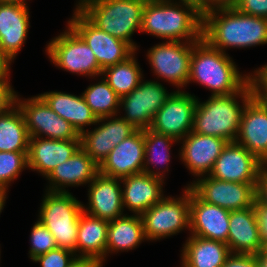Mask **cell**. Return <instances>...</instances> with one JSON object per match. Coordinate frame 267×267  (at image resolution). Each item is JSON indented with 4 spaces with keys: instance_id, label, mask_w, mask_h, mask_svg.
<instances>
[{
    "instance_id": "49",
    "label": "cell",
    "mask_w": 267,
    "mask_h": 267,
    "mask_svg": "<svg viewBox=\"0 0 267 267\" xmlns=\"http://www.w3.org/2000/svg\"><path fill=\"white\" fill-rule=\"evenodd\" d=\"M7 195H8L7 192L0 191V214H1L2 210L4 209Z\"/></svg>"
},
{
    "instance_id": "20",
    "label": "cell",
    "mask_w": 267,
    "mask_h": 267,
    "mask_svg": "<svg viewBox=\"0 0 267 267\" xmlns=\"http://www.w3.org/2000/svg\"><path fill=\"white\" fill-rule=\"evenodd\" d=\"M88 185L89 203L82 204L86 214L107 221L124 216L120 178L98 173Z\"/></svg>"
},
{
    "instance_id": "30",
    "label": "cell",
    "mask_w": 267,
    "mask_h": 267,
    "mask_svg": "<svg viewBox=\"0 0 267 267\" xmlns=\"http://www.w3.org/2000/svg\"><path fill=\"white\" fill-rule=\"evenodd\" d=\"M146 241L141 215L124 214L109 221L107 233L106 257L109 253L134 250Z\"/></svg>"
},
{
    "instance_id": "10",
    "label": "cell",
    "mask_w": 267,
    "mask_h": 267,
    "mask_svg": "<svg viewBox=\"0 0 267 267\" xmlns=\"http://www.w3.org/2000/svg\"><path fill=\"white\" fill-rule=\"evenodd\" d=\"M15 103L23 113L30 138L80 140L73 126L54 112L39 95L22 100L16 94Z\"/></svg>"
},
{
    "instance_id": "5",
    "label": "cell",
    "mask_w": 267,
    "mask_h": 267,
    "mask_svg": "<svg viewBox=\"0 0 267 267\" xmlns=\"http://www.w3.org/2000/svg\"><path fill=\"white\" fill-rule=\"evenodd\" d=\"M147 0H82L76 8L97 28L128 43L136 31L141 30L143 10Z\"/></svg>"
},
{
    "instance_id": "34",
    "label": "cell",
    "mask_w": 267,
    "mask_h": 267,
    "mask_svg": "<svg viewBox=\"0 0 267 267\" xmlns=\"http://www.w3.org/2000/svg\"><path fill=\"white\" fill-rule=\"evenodd\" d=\"M91 84L82 93L84 100L97 118L116 116L120 113V97L109 86L104 77Z\"/></svg>"
},
{
    "instance_id": "50",
    "label": "cell",
    "mask_w": 267,
    "mask_h": 267,
    "mask_svg": "<svg viewBox=\"0 0 267 267\" xmlns=\"http://www.w3.org/2000/svg\"><path fill=\"white\" fill-rule=\"evenodd\" d=\"M169 1H174V0H169ZM178 1L179 2H189V3H191L193 5V0H178Z\"/></svg>"
},
{
    "instance_id": "16",
    "label": "cell",
    "mask_w": 267,
    "mask_h": 267,
    "mask_svg": "<svg viewBox=\"0 0 267 267\" xmlns=\"http://www.w3.org/2000/svg\"><path fill=\"white\" fill-rule=\"evenodd\" d=\"M98 118L93 130L80 134V147L100 165L108 154L137 129L120 116Z\"/></svg>"
},
{
    "instance_id": "48",
    "label": "cell",
    "mask_w": 267,
    "mask_h": 267,
    "mask_svg": "<svg viewBox=\"0 0 267 267\" xmlns=\"http://www.w3.org/2000/svg\"><path fill=\"white\" fill-rule=\"evenodd\" d=\"M0 3L3 4H18L22 6H27L26 0H0Z\"/></svg>"
},
{
    "instance_id": "33",
    "label": "cell",
    "mask_w": 267,
    "mask_h": 267,
    "mask_svg": "<svg viewBox=\"0 0 267 267\" xmlns=\"http://www.w3.org/2000/svg\"><path fill=\"white\" fill-rule=\"evenodd\" d=\"M135 54L136 52L126 61L109 66L102 71L101 76L120 98L130 94L144 78Z\"/></svg>"
},
{
    "instance_id": "1",
    "label": "cell",
    "mask_w": 267,
    "mask_h": 267,
    "mask_svg": "<svg viewBox=\"0 0 267 267\" xmlns=\"http://www.w3.org/2000/svg\"><path fill=\"white\" fill-rule=\"evenodd\" d=\"M202 38L224 53L229 48L267 44V18L243 14L234 7L216 8L203 14Z\"/></svg>"
},
{
    "instance_id": "9",
    "label": "cell",
    "mask_w": 267,
    "mask_h": 267,
    "mask_svg": "<svg viewBox=\"0 0 267 267\" xmlns=\"http://www.w3.org/2000/svg\"><path fill=\"white\" fill-rule=\"evenodd\" d=\"M195 43L165 41L150 48L146 56L154 75L166 80V82H169L178 90L186 87L189 80L193 45Z\"/></svg>"
},
{
    "instance_id": "51",
    "label": "cell",
    "mask_w": 267,
    "mask_h": 267,
    "mask_svg": "<svg viewBox=\"0 0 267 267\" xmlns=\"http://www.w3.org/2000/svg\"><path fill=\"white\" fill-rule=\"evenodd\" d=\"M263 98L267 101V94H265V95L263 96Z\"/></svg>"
},
{
    "instance_id": "39",
    "label": "cell",
    "mask_w": 267,
    "mask_h": 267,
    "mask_svg": "<svg viewBox=\"0 0 267 267\" xmlns=\"http://www.w3.org/2000/svg\"><path fill=\"white\" fill-rule=\"evenodd\" d=\"M9 81V78H0V115L15 104L17 92Z\"/></svg>"
},
{
    "instance_id": "8",
    "label": "cell",
    "mask_w": 267,
    "mask_h": 267,
    "mask_svg": "<svg viewBox=\"0 0 267 267\" xmlns=\"http://www.w3.org/2000/svg\"><path fill=\"white\" fill-rule=\"evenodd\" d=\"M46 45L50 62L59 69L85 77L102 75L96 56L86 42L69 26Z\"/></svg>"
},
{
    "instance_id": "28",
    "label": "cell",
    "mask_w": 267,
    "mask_h": 267,
    "mask_svg": "<svg viewBox=\"0 0 267 267\" xmlns=\"http://www.w3.org/2000/svg\"><path fill=\"white\" fill-rule=\"evenodd\" d=\"M189 236L181 250V267H221L231 254L225 242Z\"/></svg>"
},
{
    "instance_id": "46",
    "label": "cell",
    "mask_w": 267,
    "mask_h": 267,
    "mask_svg": "<svg viewBox=\"0 0 267 267\" xmlns=\"http://www.w3.org/2000/svg\"><path fill=\"white\" fill-rule=\"evenodd\" d=\"M12 62L3 54L0 49V78H10V69Z\"/></svg>"
},
{
    "instance_id": "22",
    "label": "cell",
    "mask_w": 267,
    "mask_h": 267,
    "mask_svg": "<svg viewBox=\"0 0 267 267\" xmlns=\"http://www.w3.org/2000/svg\"><path fill=\"white\" fill-rule=\"evenodd\" d=\"M99 173V165L80 147L67 161L59 164L45 178V191L69 192L66 187L89 184Z\"/></svg>"
},
{
    "instance_id": "2",
    "label": "cell",
    "mask_w": 267,
    "mask_h": 267,
    "mask_svg": "<svg viewBox=\"0 0 267 267\" xmlns=\"http://www.w3.org/2000/svg\"><path fill=\"white\" fill-rule=\"evenodd\" d=\"M203 14L189 2L147 0L140 32L165 41L202 39Z\"/></svg>"
},
{
    "instance_id": "40",
    "label": "cell",
    "mask_w": 267,
    "mask_h": 267,
    "mask_svg": "<svg viewBox=\"0 0 267 267\" xmlns=\"http://www.w3.org/2000/svg\"><path fill=\"white\" fill-rule=\"evenodd\" d=\"M250 74V82L252 84L255 95L263 97L267 94V64L262 65Z\"/></svg>"
},
{
    "instance_id": "42",
    "label": "cell",
    "mask_w": 267,
    "mask_h": 267,
    "mask_svg": "<svg viewBox=\"0 0 267 267\" xmlns=\"http://www.w3.org/2000/svg\"><path fill=\"white\" fill-rule=\"evenodd\" d=\"M221 267H258L255 254L231 253Z\"/></svg>"
},
{
    "instance_id": "37",
    "label": "cell",
    "mask_w": 267,
    "mask_h": 267,
    "mask_svg": "<svg viewBox=\"0 0 267 267\" xmlns=\"http://www.w3.org/2000/svg\"><path fill=\"white\" fill-rule=\"evenodd\" d=\"M75 258L76 255L73 251L57 247L32 261L40 263L41 267H68Z\"/></svg>"
},
{
    "instance_id": "19",
    "label": "cell",
    "mask_w": 267,
    "mask_h": 267,
    "mask_svg": "<svg viewBox=\"0 0 267 267\" xmlns=\"http://www.w3.org/2000/svg\"><path fill=\"white\" fill-rule=\"evenodd\" d=\"M144 155V130L137 129L113 148L99 165V173L122 179L143 172Z\"/></svg>"
},
{
    "instance_id": "25",
    "label": "cell",
    "mask_w": 267,
    "mask_h": 267,
    "mask_svg": "<svg viewBox=\"0 0 267 267\" xmlns=\"http://www.w3.org/2000/svg\"><path fill=\"white\" fill-rule=\"evenodd\" d=\"M121 184L123 207L133 215H142L164 197V181L146 172L124 177Z\"/></svg>"
},
{
    "instance_id": "41",
    "label": "cell",
    "mask_w": 267,
    "mask_h": 267,
    "mask_svg": "<svg viewBox=\"0 0 267 267\" xmlns=\"http://www.w3.org/2000/svg\"><path fill=\"white\" fill-rule=\"evenodd\" d=\"M254 212L258 224L260 240L263 248L267 245V206L261 204L257 199L254 201Z\"/></svg>"
},
{
    "instance_id": "43",
    "label": "cell",
    "mask_w": 267,
    "mask_h": 267,
    "mask_svg": "<svg viewBox=\"0 0 267 267\" xmlns=\"http://www.w3.org/2000/svg\"><path fill=\"white\" fill-rule=\"evenodd\" d=\"M236 0H193L195 6L202 14L216 8L233 7Z\"/></svg>"
},
{
    "instance_id": "6",
    "label": "cell",
    "mask_w": 267,
    "mask_h": 267,
    "mask_svg": "<svg viewBox=\"0 0 267 267\" xmlns=\"http://www.w3.org/2000/svg\"><path fill=\"white\" fill-rule=\"evenodd\" d=\"M45 192L40 203L38 220L53 235L57 247L71 250L76 255L82 203L70 192Z\"/></svg>"
},
{
    "instance_id": "31",
    "label": "cell",
    "mask_w": 267,
    "mask_h": 267,
    "mask_svg": "<svg viewBox=\"0 0 267 267\" xmlns=\"http://www.w3.org/2000/svg\"><path fill=\"white\" fill-rule=\"evenodd\" d=\"M173 143L176 144L179 143V141L173 137L154 132L149 128L144 129L145 155L143 172L164 181L166 171L167 173L170 171L168 163L171 160V147ZM152 164L155 167L160 164V167L163 168L161 169L162 171L158 167H153ZM163 164L166 166L163 167ZM150 166H152L153 169H151Z\"/></svg>"
},
{
    "instance_id": "11",
    "label": "cell",
    "mask_w": 267,
    "mask_h": 267,
    "mask_svg": "<svg viewBox=\"0 0 267 267\" xmlns=\"http://www.w3.org/2000/svg\"><path fill=\"white\" fill-rule=\"evenodd\" d=\"M68 25L86 42L102 70L126 61L136 51L126 42L92 24L76 7Z\"/></svg>"
},
{
    "instance_id": "27",
    "label": "cell",
    "mask_w": 267,
    "mask_h": 267,
    "mask_svg": "<svg viewBox=\"0 0 267 267\" xmlns=\"http://www.w3.org/2000/svg\"><path fill=\"white\" fill-rule=\"evenodd\" d=\"M60 117L68 121L80 135L86 126L96 125L98 118L80 96L60 91L38 94Z\"/></svg>"
},
{
    "instance_id": "18",
    "label": "cell",
    "mask_w": 267,
    "mask_h": 267,
    "mask_svg": "<svg viewBox=\"0 0 267 267\" xmlns=\"http://www.w3.org/2000/svg\"><path fill=\"white\" fill-rule=\"evenodd\" d=\"M182 141V142H181ZM179 158L194 177L209 175L216 159L227 145L225 139L190 132L182 140Z\"/></svg>"
},
{
    "instance_id": "13",
    "label": "cell",
    "mask_w": 267,
    "mask_h": 267,
    "mask_svg": "<svg viewBox=\"0 0 267 267\" xmlns=\"http://www.w3.org/2000/svg\"><path fill=\"white\" fill-rule=\"evenodd\" d=\"M173 92L158 81L141 80L139 85L126 96L120 98V108L125 111L124 116L128 123L136 129H147L157 111L165 104Z\"/></svg>"
},
{
    "instance_id": "7",
    "label": "cell",
    "mask_w": 267,
    "mask_h": 267,
    "mask_svg": "<svg viewBox=\"0 0 267 267\" xmlns=\"http://www.w3.org/2000/svg\"><path fill=\"white\" fill-rule=\"evenodd\" d=\"M182 196H164L142 215L147 241H157L190 230V187L187 185Z\"/></svg>"
},
{
    "instance_id": "36",
    "label": "cell",
    "mask_w": 267,
    "mask_h": 267,
    "mask_svg": "<svg viewBox=\"0 0 267 267\" xmlns=\"http://www.w3.org/2000/svg\"><path fill=\"white\" fill-rule=\"evenodd\" d=\"M29 241L31 247L28 253L31 260L57 248L53 235L39 220L32 227Z\"/></svg>"
},
{
    "instance_id": "12",
    "label": "cell",
    "mask_w": 267,
    "mask_h": 267,
    "mask_svg": "<svg viewBox=\"0 0 267 267\" xmlns=\"http://www.w3.org/2000/svg\"><path fill=\"white\" fill-rule=\"evenodd\" d=\"M197 179V180H196ZM188 186L205 202L228 210L253 207L257 183L221 181L209 175L196 178Z\"/></svg>"
},
{
    "instance_id": "21",
    "label": "cell",
    "mask_w": 267,
    "mask_h": 267,
    "mask_svg": "<svg viewBox=\"0 0 267 267\" xmlns=\"http://www.w3.org/2000/svg\"><path fill=\"white\" fill-rule=\"evenodd\" d=\"M230 210L203 201L190 188L189 235L227 244Z\"/></svg>"
},
{
    "instance_id": "17",
    "label": "cell",
    "mask_w": 267,
    "mask_h": 267,
    "mask_svg": "<svg viewBox=\"0 0 267 267\" xmlns=\"http://www.w3.org/2000/svg\"><path fill=\"white\" fill-rule=\"evenodd\" d=\"M235 142L267 166V101L254 95L246 104Z\"/></svg>"
},
{
    "instance_id": "32",
    "label": "cell",
    "mask_w": 267,
    "mask_h": 267,
    "mask_svg": "<svg viewBox=\"0 0 267 267\" xmlns=\"http://www.w3.org/2000/svg\"><path fill=\"white\" fill-rule=\"evenodd\" d=\"M29 139L23 113L15 103L0 115V151H28Z\"/></svg>"
},
{
    "instance_id": "26",
    "label": "cell",
    "mask_w": 267,
    "mask_h": 267,
    "mask_svg": "<svg viewBox=\"0 0 267 267\" xmlns=\"http://www.w3.org/2000/svg\"><path fill=\"white\" fill-rule=\"evenodd\" d=\"M227 246L231 253L256 254L263 250L253 207L231 210Z\"/></svg>"
},
{
    "instance_id": "38",
    "label": "cell",
    "mask_w": 267,
    "mask_h": 267,
    "mask_svg": "<svg viewBox=\"0 0 267 267\" xmlns=\"http://www.w3.org/2000/svg\"><path fill=\"white\" fill-rule=\"evenodd\" d=\"M233 7L246 15L267 18V0H236Z\"/></svg>"
},
{
    "instance_id": "47",
    "label": "cell",
    "mask_w": 267,
    "mask_h": 267,
    "mask_svg": "<svg viewBox=\"0 0 267 267\" xmlns=\"http://www.w3.org/2000/svg\"><path fill=\"white\" fill-rule=\"evenodd\" d=\"M258 267H267V251L264 249L255 254Z\"/></svg>"
},
{
    "instance_id": "4",
    "label": "cell",
    "mask_w": 267,
    "mask_h": 267,
    "mask_svg": "<svg viewBox=\"0 0 267 267\" xmlns=\"http://www.w3.org/2000/svg\"><path fill=\"white\" fill-rule=\"evenodd\" d=\"M254 95L252 84L249 82L240 92L232 95L210 96L204 102L198 98L192 132L216 136L228 143L235 142L243 110Z\"/></svg>"
},
{
    "instance_id": "24",
    "label": "cell",
    "mask_w": 267,
    "mask_h": 267,
    "mask_svg": "<svg viewBox=\"0 0 267 267\" xmlns=\"http://www.w3.org/2000/svg\"><path fill=\"white\" fill-rule=\"evenodd\" d=\"M29 6L0 3V49L13 62L27 40Z\"/></svg>"
},
{
    "instance_id": "29",
    "label": "cell",
    "mask_w": 267,
    "mask_h": 267,
    "mask_svg": "<svg viewBox=\"0 0 267 267\" xmlns=\"http://www.w3.org/2000/svg\"><path fill=\"white\" fill-rule=\"evenodd\" d=\"M109 221L80 214L77 232L76 257L106 261V246ZM78 253V254H77Z\"/></svg>"
},
{
    "instance_id": "3",
    "label": "cell",
    "mask_w": 267,
    "mask_h": 267,
    "mask_svg": "<svg viewBox=\"0 0 267 267\" xmlns=\"http://www.w3.org/2000/svg\"><path fill=\"white\" fill-rule=\"evenodd\" d=\"M233 61L229 54L200 39L193 45L188 84L193 81L203 85L212 92L211 96L240 92L250 82V74L242 75Z\"/></svg>"
},
{
    "instance_id": "15",
    "label": "cell",
    "mask_w": 267,
    "mask_h": 267,
    "mask_svg": "<svg viewBox=\"0 0 267 267\" xmlns=\"http://www.w3.org/2000/svg\"><path fill=\"white\" fill-rule=\"evenodd\" d=\"M264 166L244 146L229 142L216 159L209 176L221 181L257 183Z\"/></svg>"
},
{
    "instance_id": "23",
    "label": "cell",
    "mask_w": 267,
    "mask_h": 267,
    "mask_svg": "<svg viewBox=\"0 0 267 267\" xmlns=\"http://www.w3.org/2000/svg\"><path fill=\"white\" fill-rule=\"evenodd\" d=\"M80 148V140H57L42 137L29 139L28 168L43 177L67 161Z\"/></svg>"
},
{
    "instance_id": "14",
    "label": "cell",
    "mask_w": 267,
    "mask_h": 267,
    "mask_svg": "<svg viewBox=\"0 0 267 267\" xmlns=\"http://www.w3.org/2000/svg\"><path fill=\"white\" fill-rule=\"evenodd\" d=\"M197 98L183 90L174 91L155 114L149 129L182 140L193 129Z\"/></svg>"
},
{
    "instance_id": "45",
    "label": "cell",
    "mask_w": 267,
    "mask_h": 267,
    "mask_svg": "<svg viewBox=\"0 0 267 267\" xmlns=\"http://www.w3.org/2000/svg\"><path fill=\"white\" fill-rule=\"evenodd\" d=\"M68 267H103V262L93 258L76 257Z\"/></svg>"
},
{
    "instance_id": "35",
    "label": "cell",
    "mask_w": 267,
    "mask_h": 267,
    "mask_svg": "<svg viewBox=\"0 0 267 267\" xmlns=\"http://www.w3.org/2000/svg\"><path fill=\"white\" fill-rule=\"evenodd\" d=\"M28 151H0V191L8 192L11 182L28 168Z\"/></svg>"
},
{
    "instance_id": "44",
    "label": "cell",
    "mask_w": 267,
    "mask_h": 267,
    "mask_svg": "<svg viewBox=\"0 0 267 267\" xmlns=\"http://www.w3.org/2000/svg\"><path fill=\"white\" fill-rule=\"evenodd\" d=\"M256 199L267 206V166H264L256 185Z\"/></svg>"
}]
</instances>
